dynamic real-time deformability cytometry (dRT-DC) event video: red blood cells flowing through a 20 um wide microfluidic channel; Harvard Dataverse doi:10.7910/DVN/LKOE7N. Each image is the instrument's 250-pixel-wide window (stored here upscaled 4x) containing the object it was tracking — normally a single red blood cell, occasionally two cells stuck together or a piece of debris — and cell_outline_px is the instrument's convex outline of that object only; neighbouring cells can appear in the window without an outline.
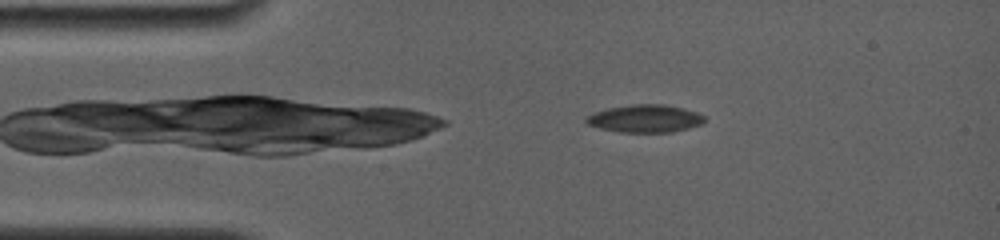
{"species": "common noctule bat (a hibernating species)", "species_latin": "Nyctalus noctula", "temperature_condition": "room temperature", "stored_images_in_passage": 80, "camera_frame_rate_fps": 4000, "um_per_image_px": 0.085, "animal": {"sex": "female", "body_mass_g": 19.0, "forearm_length_mm": 56.7}, "frame": {"image": 1, "passage_image": 11, "time_ms": 1.25, "image_size_px": [1000, 240], "cell_outline_px": [[704, 124], [672, 132], [620, 132], [600, 128], [588, 124], [584, 120], [588, 116], [596, 112], [608, 108], [632, 104], [664, 104], [684, 108], [696, 112], [704, 116]], "centroid_in_image_um": [54.86, 10.08], "position_along_channel_um": 30.1, "area_um2": 19.02}}
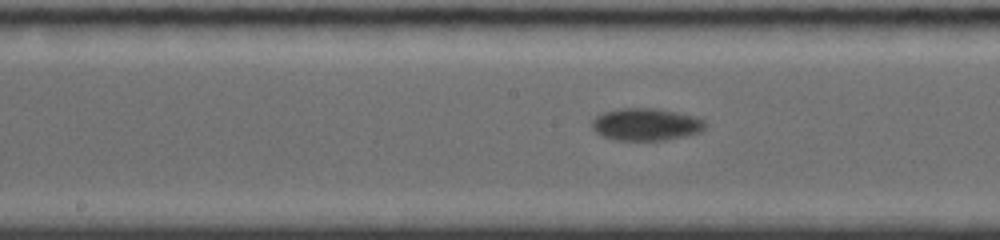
{"frame": {"image": 2, "passage_image": 56, "time_ms": 6.75, "image_size_px": [1000, 240], "cell_outline_px": [[704, 128], [700, 132], [684, 136], [664, 140], [612, 140], [596, 132], [592, 128], [592, 120], [596, 116], [604, 112], [624, 108], [652, 108], [692, 116], [704, 120]], "centroid_in_image_um": [54.86, 10.59], "position_along_channel_um": 193.3, "area_um2": 20.92}}
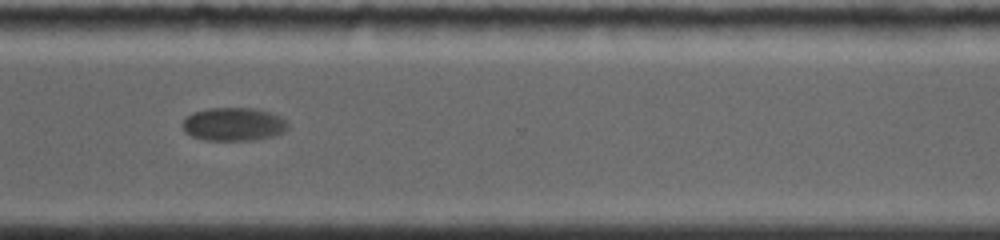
{"frame": {"image": 3, "passage_image": 79, "time_ms": 11.0, "image_size_px": [1000, 240], "cell_outline_px": [[288, 128], [284, 132], [272, 136], [252, 140], [208, 140], [192, 136], [184, 132], [184, 120], [192, 112], [208, 108], [256, 108], [280, 116], [288, 124]], "centroid_in_image_um": [19.86, 10.55], "position_along_channel_um": 350.7, "area_um2": 20.29}}